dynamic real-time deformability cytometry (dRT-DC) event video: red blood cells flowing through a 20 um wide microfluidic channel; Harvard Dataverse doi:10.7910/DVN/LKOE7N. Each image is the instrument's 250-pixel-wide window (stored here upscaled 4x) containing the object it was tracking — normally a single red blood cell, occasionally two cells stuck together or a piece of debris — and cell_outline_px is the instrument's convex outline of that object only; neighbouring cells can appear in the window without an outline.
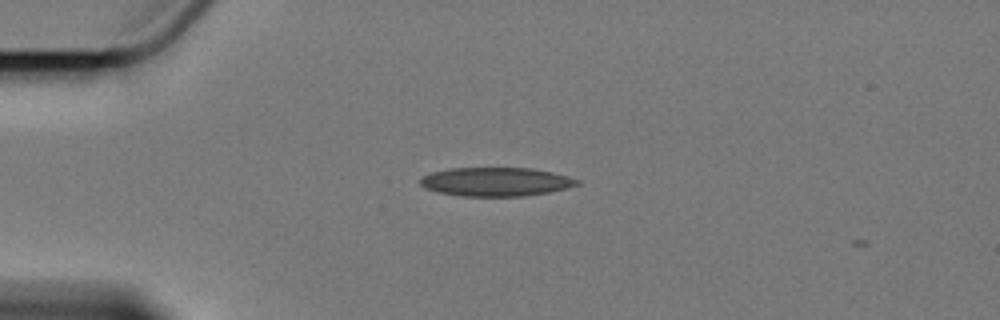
{"species": "Egyptian fruit bat (a non-hibernating species)", "species_latin": "Rousettus aegyptiacus", "temperature_condition": "cold", "stored_images_in_passage": 3, "camera_frame_rate_fps": 3000, "um_per_image_px": 0.085, "animal": {"sex": "female"}, "frame": {"image": 1, "passage_image": 2, "time_ms": 1.667, "image_size_px": [1000, 320], "cell_outline_px": [[580, 184], [548, 192], [524, 196], [460, 196], [440, 192], [424, 188], [420, 184], [420, 180], [424, 176], [432, 172], [452, 168], [532, 168], [552, 172], [580, 180]], "centroid_in_image_um": [42.14, 15.45], "position_along_channel_um": 42.9, "area_um2": 26.07}}